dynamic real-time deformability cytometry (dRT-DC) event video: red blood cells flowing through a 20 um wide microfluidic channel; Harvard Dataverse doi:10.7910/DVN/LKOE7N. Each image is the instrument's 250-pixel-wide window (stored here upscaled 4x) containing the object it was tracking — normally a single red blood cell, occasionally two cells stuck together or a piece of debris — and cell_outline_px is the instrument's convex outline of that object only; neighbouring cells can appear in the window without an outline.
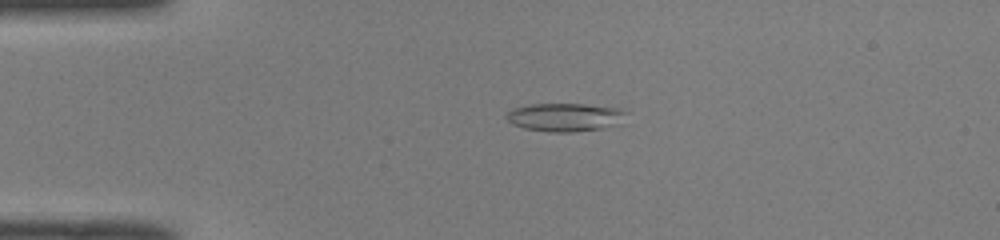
{"species": "common noctule bat (a hibernating species)", "species_latin": "Nyctalus noctula", "temperature_condition": "room temperature", "stored_images_in_passage": 45, "camera_frame_rate_fps": 3000, "um_per_image_px": 0.085, "animal": {"sex": "male", "body_mass_g": 19.0, "forearm_length_mm": 50.8}, "frame": {"image": 1, "passage_image": 7, "time_ms": 2.0, "image_size_px": [1000, 240], "cell_outline_px": [[628, 112], [624, 124], [576, 132], [548, 132], [524, 128], [512, 124], [508, 120], [508, 112], [512, 108], [528, 104], [584, 104], [620, 108]], "centroid_in_image_um": [48.1, 9.96], "position_along_channel_um": 36.9, "area_um2": 20.06}}
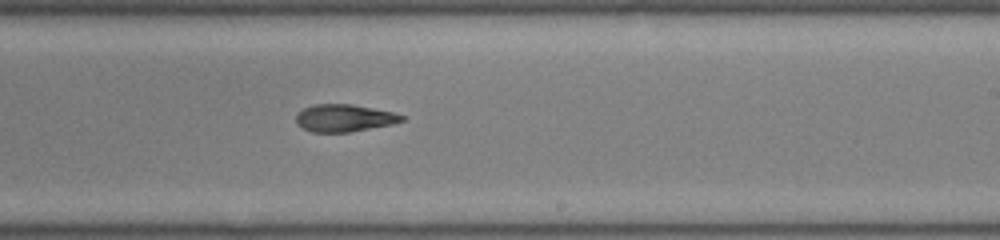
{"frame": {"image": 2, "passage_image": 26, "time_ms": 8.333, "image_size_px": [1000, 240], "cell_outline_px": [[404, 120], [392, 124], [348, 132], [312, 132], [296, 124], [296, 116], [304, 108], [312, 104], [352, 104], [392, 112], [404, 116]], "centroid_in_image_um": [29.23, 10.03], "position_along_channel_um": 259.8, "area_um2": 16.65}}
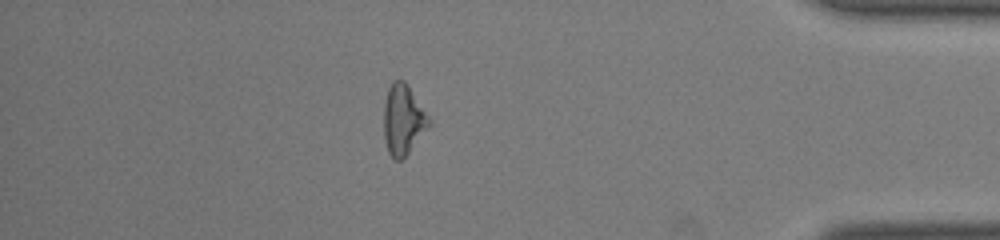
{"frame": {"image": 3, "passage_image": 39, "time_ms": 12.667, "image_size_px": [1000, 240], "cell_outline_px": [[432, 124], [408, 152], [400, 160], [396, 160], [388, 152], [384, 136], [384, 104], [388, 88], [392, 80], [404, 80], [408, 84], [428, 116]], "centroid_in_image_um": [34.26, 10.14], "position_along_channel_um": 400.9, "area_um2": 18.32}, "authors_computed_cell_mechanics": {"area_um2": 17.918, "velocity_mm_per_s": 4.1084, "shape_relaxation_time_tau1_ms": null, "shape_relaxation_time_tau2_ms": 4.2555, "deformation_change_tau1": null, "deformation_change_tau2": 0.1348}}